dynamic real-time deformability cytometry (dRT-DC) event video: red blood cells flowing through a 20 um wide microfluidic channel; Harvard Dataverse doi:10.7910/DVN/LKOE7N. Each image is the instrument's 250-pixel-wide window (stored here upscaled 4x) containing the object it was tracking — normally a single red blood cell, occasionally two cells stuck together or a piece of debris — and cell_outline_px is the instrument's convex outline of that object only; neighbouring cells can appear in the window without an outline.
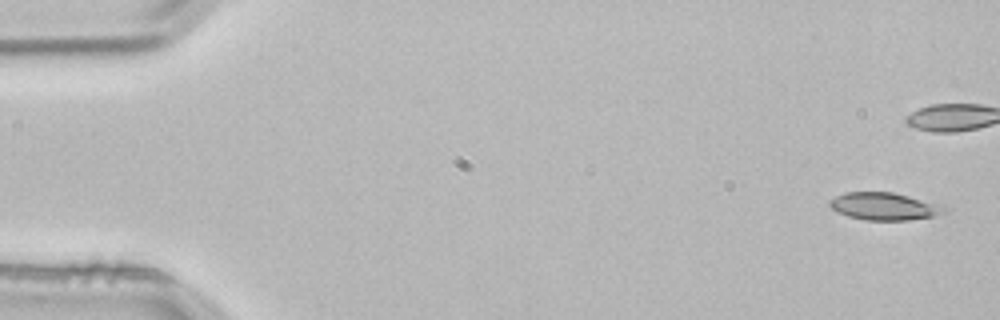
{"species": "common noctule bat (a hibernating species)", "species_latin": "Nyctalus noctula", "temperature_condition": "room temperature", "stored_images_in_passage": 4, "camera_frame_rate_fps": 3000, "um_per_image_px": 0.085, "animal": {"sex": "male", "body_mass_g": 21.5, "forearm_length_mm": 52.0}, "frame": {"image": 1, "passage_image": 1, "time_ms": 0.0, "image_size_px": [1000, 320], "cell_outline_px": [[944, 212], [932, 216], [908, 220], [864, 220], [848, 216], [836, 212], [828, 204], [828, 200], [844, 192], [892, 192], [908, 196], [944, 208]], "centroid_in_image_um": [75.0, 17.54], "position_along_channel_um": 10.0, "area_um2": 17.86}}
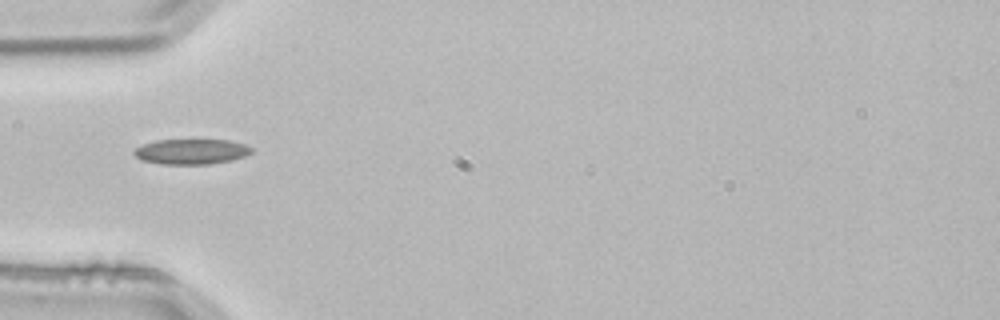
{"frame": {"image": 2, "passage_image": 4, "time_ms": 1.0, "image_size_px": [1000, 320], "cell_outline_px": [[252, 152], [244, 156], [232, 160], [208, 164], [160, 164], [140, 160], [132, 152], [136, 148], [144, 144], [156, 140], [228, 140], [244, 144], [252, 148]], "centroid_in_image_um": [16.24, 12.89], "position_along_channel_um": 68.8, "area_um2": 17.22}}